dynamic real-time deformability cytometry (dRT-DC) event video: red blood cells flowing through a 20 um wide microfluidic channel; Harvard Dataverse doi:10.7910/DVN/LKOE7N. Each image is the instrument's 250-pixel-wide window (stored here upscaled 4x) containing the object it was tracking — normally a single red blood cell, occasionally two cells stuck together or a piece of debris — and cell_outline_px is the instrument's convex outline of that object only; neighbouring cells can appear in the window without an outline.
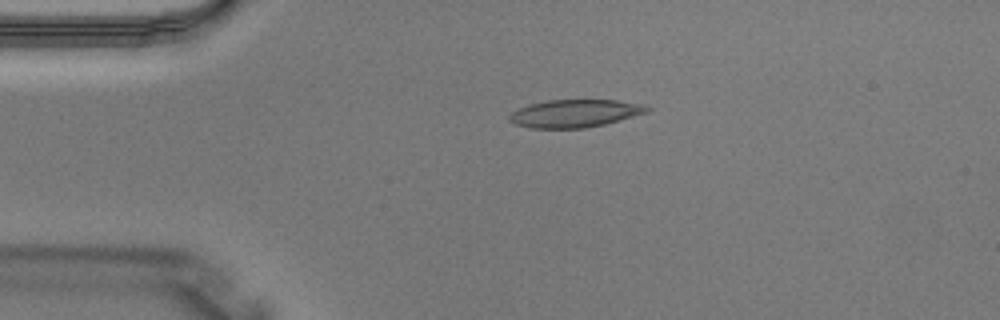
{"species": "Egyptian fruit bat (a non-hibernating species)", "species_latin": "Rousettus aegyptiacus", "temperature_condition": "warm", "stored_images_in_passage": 3, "camera_frame_rate_fps": 3000, "um_per_image_px": 0.085, "animal": {"sex": "male"}, "frame": {"image": 1, "passage_image": 1, "time_ms": 0.0, "image_size_px": [1000, 320], "cell_outline_px": [[652, 108], [644, 112], [632, 116], [604, 124], [584, 128], [528, 128], [516, 124], [508, 120], [508, 116], [512, 112], [528, 104], [548, 100], [616, 100], [644, 104]], "centroid_in_image_um": [48.82, 9.63], "position_along_channel_um": 36.2, "area_um2": 22.08}}